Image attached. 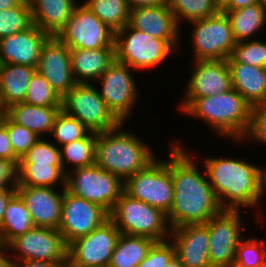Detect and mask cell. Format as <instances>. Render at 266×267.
<instances>
[{
    "mask_svg": "<svg viewBox=\"0 0 266 267\" xmlns=\"http://www.w3.org/2000/svg\"><path fill=\"white\" fill-rule=\"evenodd\" d=\"M179 143L170 142L174 195L166 218L171 228L205 224L223 210L209 183L206 171L202 169L204 166L200 167L196 163L200 156L195 155L194 151L189 154L190 152Z\"/></svg>",
    "mask_w": 266,
    "mask_h": 267,
    "instance_id": "1",
    "label": "cell"
},
{
    "mask_svg": "<svg viewBox=\"0 0 266 267\" xmlns=\"http://www.w3.org/2000/svg\"><path fill=\"white\" fill-rule=\"evenodd\" d=\"M205 158V159H204ZM203 165L223 210L258 208L263 199V167L235 157H204ZM246 207V209H245ZM249 207V208H248Z\"/></svg>",
    "mask_w": 266,
    "mask_h": 267,
    "instance_id": "2",
    "label": "cell"
},
{
    "mask_svg": "<svg viewBox=\"0 0 266 267\" xmlns=\"http://www.w3.org/2000/svg\"><path fill=\"white\" fill-rule=\"evenodd\" d=\"M123 126L121 123L114 130L97 133L95 164L125 182L157 157L151 146Z\"/></svg>",
    "mask_w": 266,
    "mask_h": 267,
    "instance_id": "3",
    "label": "cell"
},
{
    "mask_svg": "<svg viewBox=\"0 0 266 267\" xmlns=\"http://www.w3.org/2000/svg\"><path fill=\"white\" fill-rule=\"evenodd\" d=\"M182 113L204 121L217 136L239 143L249 128L251 105L232 88L220 95L197 98Z\"/></svg>",
    "mask_w": 266,
    "mask_h": 267,
    "instance_id": "4",
    "label": "cell"
},
{
    "mask_svg": "<svg viewBox=\"0 0 266 267\" xmlns=\"http://www.w3.org/2000/svg\"><path fill=\"white\" fill-rule=\"evenodd\" d=\"M109 219L124 235L146 237L155 242L170 238L171 227L166 214L125 192L116 201Z\"/></svg>",
    "mask_w": 266,
    "mask_h": 267,
    "instance_id": "5",
    "label": "cell"
},
{
    "mask_svg": "<svg viewBox=\"0 0 266 267\" xmlns=\"http://www.w3.org/2000/svg\"><path fill=\"white\" fill-rule=\"evenodd\" d=\"M114 46L116 61L135 71L157 68L176 51L165 39L152 37L128 24L115 33Z\"/></svg>",
    "mask_w": 266,
    "mask_h": 267,
    "instance_id": "6",
    "label": "cell"
},
{
    "mask_svg": "<svg viewBox=\"0 0 266 267\" xmlns=\"http://www.w3.org/2000/svg\"><path fill=\"white\" fill-rule=\"evenodd\" d=\"M169 160L159 158L124 182V192L131 198L161 210L167 215L173 204L174 185Z\"/></svg>",
    "mask_w": 266,
    "mask_h": 267,
    "instance_id": "7",
    "label": "cell"
},
{
    "mask_svg": "<svg viewBox=\"0 0 266 267\" xmlns=\"http://www.w3.org/2000/svg\"><path fill=\"white\" fill-rule=\"evenodd\" d=\"M65 190L95 203L110 213L124 192V182L96 164L75 168L66 173Z\"/></svg>",
    "mask_w": 266,
    "mask_h": 267,
    "instance_id": "8",
    "label": "cell"
},
{
    "mask_svg": "<svg viewBox=\"0 0 266 267\" xmlns=\"http://www.w3.org/2000/svg\"><path fill=\"white\" fill-rule=\"evenodd\" d=\"M61 109L78 119L91 132L114 130L121 124L93 83H77L61 98Z\"/></svg>",
    "mask_w": 266,
    "mask_h": 267,
    "instance_id": "9",
    "label": "cell"
},
{
    "mask_svg": "<svg viewBox=\"0 0 266 267\" xmlns=\"http://www.w3.org/2000/svg\"><path fill=\"white\" fill-rule=\"evenodd\" d=\"M193 58L200 60H226L233 51L236 41L232 34L230 21L224 11L220 10L207 18L189 22Z\"/></svg>",
    "mask_w": 266,
    "mask_h": 267,
    "instance_id": "10",
    "label": "cell"
},
{
    "mask_svg": "<svg viewBox=\"0 0 266 267\" xmlns=\"http://www.w3.org/2000/svg\"><path fill=\"white\" fill-rule=\"evenodd\" d=\"M56 37L70 49L115 48V32L83 3L76 5Z\"/></svg>",
    "mask_w": 266,
    "mask_h": 267,
    "instance_id": "11",
    "label": "cell"
},
{
    "mask_svg": "<svg viewBox=\"0 0 266 267\" xmlns=\"http://www.w3.org/2000/svg\"><path fill=\"white\" fill-rule=\"evenodd\" d=\"M134 71L128 65L115 60L96 80L101 85V89L97 88L100 97L113 115L124 124H127L133 114L132 109L140 101L139 88L131 75Z\"/></svg>",
    "mask_w": 266,
    "mask_h": 267,
    "instance_id": "12",
    "label": "cell"
},
{
    "mask_svg": "<svg viewBox=\"0 0 266 267\" xmlns=\"http://www.w3.org/2000/svg\"><path fill=\"white\" fill-rule=\"evenodd\" d=\"M67 247L57 229L33 227L14 238L7 248L12 261L39 260L67 264Z\"/></svg>",
    "mask_w": 266,
    "mask_h": 267,
    "instance_id": "13",
    "label": "cell"
},
{
    "mask_svg": "<svg viewBox=\"0 0 266 267\" xmlns=\"http://www.w3.org/2000/svg\"><path fill=\"white\" fill-rule=\"evenodd\" d=\"M120 234L108 219L89 234L68 244L67 263L71 267H108Z\"/></svg>",
    "mask_w": 266,
    "mask_h": 267,
    "instance_id": "14",
    "label": "cell"
},
{
    "mask_svg": "<svg viewBox=\"0 0 266 267\" xmlns=\"http://www.w3.org/2000/svg\"><path fill=\"white\" fill-rule=\"evenodd\" d=\"M242 210H222L205 223L209 235L211 267H229L234 263L235 251L243 238ZM244 222V224L242 223Z\"/></svg>",
    "mask_w": 266,
    "mask_h": 267,
    "instance_id": "15",
    "label": "cell"
},
{
    "mask_svg": "<svg viewBox=\"0 0 266 267\" xmlns=\"http://www.w3.org/2000/svg\"><path fill=\"white\" fill-rule=\"evenodd\" d=\"M109 219L101 206L64 190L61 220L58 231L68 245L74 239L87 235Z\"/></svg>",
    "mask_w": 266,
    "mask_h": 267,
    "instance_id": "16",
    "label": "cell"
},
{
    "mask_svg": "<svg viewBox=\"0 0 266 267\" xmlns=\"http://www.w3.org/2000/svg\"><path fill=\"white\" fill-rule=\"evenodd\" d=\"M179 110L183 112L195 99L220 95L232 89L231 75L226 60L193 61Z\"/></svg>",
    "mask_w": 266,
    "mask_h": 267,
    "instance_id": "17",
    "label": "cell"
},
{
    "mask_svg": "<svg viewBox=\"0 0 266 267\" xmlns=\"http://www.w3.org/2000/svg\"><path fill=\"white\" fill-rule=\"evenodd\" d=\"M36 71L61 98L77 84L71 69L70 48L56 36H50L43 44Z\"/></svg>",
    "mask_w": 266,
    "mask_h": 267,
    "instance_id": "18",
    "label": "cell"
},
{
    "mask_svg": "<svg viewBox=\"0 0 266 267\" xmlns=\"http://www.w3.org/2000/svg\"><path fill=\"white\" fill-rule=\"evenodd\" d=\"M57 189V190H56ZM65 188L17 186L35 227L58 229Z\"/></svg>",
    "mask_w": 266,
    "mask_h": 267,
    "instance_id": "19",
    "label": "cell"
},
{
    "mask_svg": "<svg viewBox=\"0 0 266 267\" xmlns=\"http://www.w3.org/2000/svg\"><path fill=\"white\" fill-rule=\"evenodd\" d=\"M169 240L175 256L184 267H211L209 260V235L205 224H188L171 228Z\"/></svg>",
    "mask_w": 266,
    "mask_h": 267,
    "instance_id": "20",
    "label": "cell"
},
{
    "mask_svg": "<svg viewBox=\"0 0 266 267\" xmlns=\"http://www.w3.org/2000/svg\"><path fill=\"white\" fill-rule=\"evenodd\" d=\"M128 25L159 39H165L176 50L180 44V28L167 3L159 6L132 8Z\"/></svg>",
    "mask_w": 266,
    "mask_h": 267,
    "instance_id": "21",
    "label": "cell"
},
{
    "mask_svg": "<svg viewBox=\"0 0 266 267\" xmlns=\"http://www.w3.org/2000/svg\"><path fill=\"white\" fill-rule=\"evenodd\" d=\"M50 35L38 26L0 39V64L37 67L40 51Z\"/></svg>",
    "mask_w": 266,
    "mask_h": 267,
    "instance_id": "22",
    "label": "cell"
},
{
    "mask_svg": "<svg viewBox=\"0 0 266 267\" xmlns=\"http://www.w3.org/2000/svg\"><path fill=\"white\" fill-rule=\"evenodd\" d=\"M116 60L115 48L70 49V63L77 83H95Z\"/></svg>",
    "mask_w": 266,
    "mask_h": 267,
    "instance_id": "23",
    "label": "cell"
},
{
    "mask_svg": "<svg viewBox=\"0 0 266 267\" xmlns=\"http://www.w3.org/2000/svg\"><path fill=\"white\" fill-rule=\"evenodd\" d=\"M231 85L251 106L266 100V68L227 62Z\"/></svg>",
    "mask_w": 266,
    "mask_h": 267,
    "instance_id": "24",
    "label": "cell"
},
{
    "mask_svg": "<svg viewBox=\"0 0 266 267\" xmlns=\"http://www.w3.org/2000/svg\"><path fill=\"white\" fill-rule=\"evenodd\" d=\"M77 0H29L33 24L50 36H56L65 26Z\"/></svg>",
    "mask_w": 266,
    "mask_h": 267,
    "instance_id": "25",
    "label": "cell"
},
{
    "mask_svg": "<svg viewBox=\"0 0 266 267\" xmlns=\"http://www.w3.org/2000/svg\"><path fill=\"white\" fill-rule=\"evenodd\" d=\"M61 107H44L19 102L5 109V114L16 124L34 132L39 138L50 135ZM50 133V134H49Z\"/></svg>",
    "mask_w": 266,
    "mask_h": 267,
    "instance_id": "26",
    "label": "cell"
},
{
    "mask_svg": "<svg viewBox=\"0 0 266 267\" xmlns=\"http://www.w3.org/2000/svg\"><path fill=\"white\" fill-rule=\"evenodd\" d=\"M36 68L27 65L0 64V102L5 110L24 102L27 88Z\"/></svg>",
    "mask_w": 266,
    "mask_h": 267,
    "instance_id": "27",
    "label": "cell"
},
{
    "mask_svg": "<svg viewBox=\"0 0 266 267\" xmlns=\"http://www.w3.org/2000/svg\"><path fill=\"white\" fill-rule=\"evenodd\" d=\"M222 11L230 21L236 43L251 40L266 27V9L258 2L236 10Z\"/></svg>",
    "mask_w": 266,
    "mask_h": 267,
    "instance_id": "28",
    "label": "cell"
},
{
    "mask_svg": "<svg viewBox=\"0 0 266 267\" xmlns=\"http://www.w3.org/2000/svg\"><path fill=\"white\" fill-rule=\"evenodd\" d=\"M33 227L30 213L16 193L8 202L0 224V244L7 246L14 238L23 235Z\"/></svg>",
    "mask_w": 266,
    "mask_h": 267,
    "instance_id": "29",
    "label": "cell"
},
{
    "mask_svg": "<svg viewBox=\"0 0 266 267\" xmlns=\"http://www.w3.org/2000/svg\"><path fill=\"white\" fill-rule=\"evenodd\" d=\"M18 185L33 187L65 188L66 173L62 166L18 163ZM60 185V186H59Z\"/></svg>",
    "mask_w": 266,
    "mask_h": 267,
    "instance_id": "30",
    "label": "cell"
},
{
    "mask_svg": "<svg viewBox=\"0 0 266 267\" xmlns=\"http://www.w3.org/2000/svg\"><path fill=\"white\" fill-rule=\"evenodd\" d=\"M154 243L146 237L120 234L108 267H137Z\"/></svg>",
    "mask_w": 266,
    "mask_h": 267,
    "instance_id": "31",
    "label": "cell"
},
{
    "mask_svg": "<svg viewBox=\"0 0 266 267\" xmlns=\"http://www.w3.org/2000/svg\"><path fill=\"white\" fill-rule=\"evenodd\" d=\"M97 133L89 132L84 138L60 147L61 164L65 173L95 164V144ZM70 164L71 168L67 165Z\"/></svg>",
    "mask_w": 266,
    "mask_h": 267,
    "instance_id": "32",
    "label": "cell"
},
{
    "mask_svg": "<svg viewBox=\"0 0 266 267\" xmlns=\"http://www.w3.org/2000/svg\"><path fill=\"white\" fill-rule=\"evenodd\" d=\"M83 4L115 33L128 24L126 0H86Z\"/></svg>",
    "mask_w": 266,
    "mask_h": 267,
    "instance_id": "33",
    "label": "cell"
},
{
    "mask_svg": "<svg viewBox=\"0 0 266 267\" xmlns=\"http://www.w3.org/2000/svg\"><path fill=\"white\" fill-rule=\"evenodd\" d=\"M166 3L179 27L185 20L189 23L220 11L214 0H166Z\"/></svg>",
    "mask_w": 266,
    "mask_h": 267,
    "instance_id": "34",
    "label": "cell"
},
{
    "mask_svg": "<svg viewBox=\"0 0 266 267\" xmlns=\"http://www.w3.org/2000/svg\"><path fill=\"white\" fill-rule=\"evenodd\" d=\"M33 25L29 0L18 6L0 10V39L24 31Z\"/></svg>",
    "mask_w": 266,
    "mask_h": 267,
    "instance_id": "35",
    "label": "cell"
},
{
    "mask_svg": "<svg viewBox=\"0 0 266 267\" xmlns=\"http://www.w3.org/2000/svg\"><path fill=\"white\" fill-rule=\"evenodd\" d=\"M90 131L75 117L66 114L62 109L57 114L51 135L55 145H62L84 138Z\"/></svg>",
    "mask_w": 266,
    "mask_h": 267,
    "instance_id": "36",
    "label": "cell"
},
{
    "mask_svg": "<svg viewBox=\"0 0 266 267\" xmlns=\"http://www.w3.org/2000/svg\"><path fill=\"white\" fill-rule=\"evenodd\" d=\"M24 103L44 107H61V97L37 71L31 77Z\"/></svg>",
    "mask_w": 266,
    "mask_h": 267,
    "instance_id": "37",
    "label": "cell"
},
{
    "mask_svg": "<svg viewBox=\"0 0 266 267\" xmlns=\"http://www.w3.org/2000/svg\"><path fill=\"white\" fill-rule=\"evenodd\" d=\"M257 37L236 43L227 62H240L247 65L266 68V41Z\"/></svg>",
    "mask_w": 266,
    "mask_h": 267,
    "instance_id": "38",
    "label": "cell"
},
{
    "mask_svg": "<svg viewBox=\"0 0 266 267\" xmlns=\"http://www.w3.org/2000/svg\"><path fill=\"white\" fill-rule=\"evenodd\" d=\"M234 263L241 267H258L266 265V244L252 238H242L235 251Z\"/></svg>",
    "mask_w": 266,
    "mask_h": 267,
    "instance_id": "39",
    "label": "cell"
},
{
    "mask_svg": "<svg viewBox=\"0 0 266 267\" xmlns=\"http://www.w3.org/2000/svg\"><path fill=\"white\" fill-rule=\"evenodd\" d=\"M1 122L7 128V134L15 156L20 160L40 139L34 132L14 123L5 113Z\"/></svg>",
    "mask_w": 266,
    "mask_h": 267,
    "instance_id": "40",
    "label": "cell"
},
{
    "mask_svg": "<svg viewBox=\"0 0 266 267\" xmlns=\"http://www.w3.org/2000/svg\"><path fill=\"white\" fill-rule=\"evenodd\" d=\"M45 136L40 138L19 160V163L48 164L50 166H62L60 148L45 140Z\"/></svg>",
    "mask_w": 266,
    "mask_h": 267,
    "instance_id": "41",
    "label": "cell"
},
{
    "mask_svg": "<svg viewBox=\"0 0 266 267\" xmlns=\"http://www.w3.org/2000/svg\"><path fill=\"white\" fill-rule=\"evenodd\" d=\"M250 139L266 145V100L251 106L249 128L242 141Z\"/></svg>",
    "mask_w": 266,
    "mask_h": 267,
    "instance_id": "42",
    "label": "cell"
},
{
    "mask_svg": "<svg viewBox=\"0 0 266 267\" xmlns=\"http://www.w3.org/2000/svg\"><path fill=\"white\" fill-rule=\"evenodd\" d=\"M174 255V245L170 240L155 242L137 267H165Z\"/></svg>",
    "mask_w": 266,
    "mask_h": 267,
    "instance_id": "43",
    "label": "cell"
},
{
    "mask_svg": "<svg viewBox=\"0 0 266 267\" xmlns=\"http://www.w3.org/2000/svg\"><path fill=\"white\" fill-rule=\"evenodd\" d=\"M18 166L11 160L0 158V188H16Z\"/></svg>",
    "mask_w": 266,
    "mask_h": 267,
    "instance_id": "44",
    "label": "cell"
},
{
    "mask_svg": "<svg viewBox=\"0 0 266 267\" xmlns=\"http://www.w3.org/2000/svg\"><path fill=\"white\" fill-rule=\"evenodd\" d=\"M0 158L13 161L17 166L19 159L15 156L10 139L7 134L6 126L0 121Z\"/></svg>",
    "mask_w": 266,
    "mask_h": 267,
    "instance_id": "45",
    "label": "cell"
},
{
    "mask_svg": "<svg viewBox=\"0 0 266 267\" xmlns=\"http://www.w3.org/2000/svg\"><path fill=\"white\" fill-rule=\"evenodd\" d=\"M16 194V188H0V224L10 199Z\"/></svg>",
    "mask_w": 266,
    "mask_h": 267,
    "instance_id": "46",
    "label": "cell"
},
{
    "mask_svg": "<svg viewBox=\"0 0 266 267\" xmlns=\"http://www.w3.org/2000/svg\"><path fill=\"white\" fill-rule=\"evenodd\" d=\"M11 267H61L57 262L39 260L12 261Z\"/></svg>",
    "mask_w": 266,
    "mask_h": 267,
    "instance_id": "47",
    "label": "cell"
},
{
    "mask_svg": "<svg viewBox=\"0 0 266 267\" xmlns=\"http://www.w3.org/2000/svg\"><path fill=\"white\" fill-rule=\"evenodd\" d=\"M128 8L152 7L166 4V0H126Z\"/></svg>",
    "mask_w": 266,
    "mask_h": 267,
    "instance_id": "48",
    "label": "cell"
},
{
    "mask_svg": "<svg viewBox=\"0 0 266 267\" xmlns=\"http://www.w3.org/2000/svg\"><path fill=\"white\" fill-rule=\"evenodd\" d=\"M258 0H230L222 10H236L257 3Z\"/></svg>",
    "mask_w": 266,
    "mask_h": 267,
    "instance_id": "49",
    "label": "cell"
},
{
    "mask_svg": "<svg viewBox=\"0 0 266 267\" xmlns=\"http://www.w3.org/2000/svg\"><path fill=\"white\" fill-rule=\"evenodd\" d=\"M7 254H10L7 246L0 244V267L12 266V258L9 257Z\"/></svg>",
    "mask_w": 266,
    "mask_h": 267,
    "instance_id": "50",
    "label": "cell"
},
{
    "mask_svg": "<svg viewBox=\"0 0 266 267\" xmlns=\"http://www.w3.org/2000/svg\"><path fill=\"white\" fill-rule=\"evenodd\" d=\"M23 0H0V10L18 6Z\"/></svg>",
    "mask_w": 266,
    "mask_h": 267,
    "instance_id": "51",
    "label": "cell"
},
{
    "mask_svg": "<svg viewBox=\"0 0 266 267\" xmlns=\"http://www.w3.org/2000/svg\"><path fill=\"white\" fill-rule=\"evenodd\" d=\"M165 267H184L182 262L174 255Z\"/></svg>",
    "mask_w": 266,
    "mask_h": 267,
    "instance_id": "52",
    "label": "cell"
},
{
    "mask_svg": "<svg viewBox=\"0 0 266 267\" xmlns=\"http://www.w3.org/2000/svg\"><path fill=\"white\" fill-rule=\"evenodd\" d=\"M229 1L230 0H214L215 4L220 10H222L229 3Z\"/></svg>",
    "mask_w": 266,
    "mask_h": 267,
    "instance_id": "53",
    "label": "cell"
},
{
    "mask_svg": "<svg viewBox=\"0 0 266 267\" xmlns=\"http://www.w3.org/2000/svg\"><path fill=\"white\" fill-rule=\"evenodd\" d=\"M266 194V168L263 166V197Z\"/></svg>",
    "mask_w": 266,
    "mask_h": 267,
    "instance_id": "54",
    "label": "cell"
},
{
    "mask_svg": "<svg viewBox=\"0 0 266 267\" xmlns=\"http://www.w3.org/2000/svg\"><path fill=\"white\" fill-rule=\"evenodd\" d=\"M5 110L1 107V103H0V121L2 119V116L4 115Z\"/></svg>",
    "mask_w": 266,
    "mask_h": 267,
    "instance_id": "55",
    "label": "cell"
},
{
    "mask_svg": "<svg viewBox=\"0 0 266 267\" xmlns=\"http://www.w3.org/2000/svg\"><path fill=\"white\" fill-rule=\"evenodd\" d=\"M258 3L266 9V0H258Z\"/></svg>",
    "mask_w": 266,
    "mask_h": 267,
    "instance_id": "56",
    "label": "cell"
},
{
    "mask_svg": "<svg viewBox=\"0 0 266 267\" xmlns=\"http://www.w3.org/2000/svg\"><path fill=\"white\" fill-rule=\"evenodd\" d=\"M229 267H241L235 263L231 264ZM258 267H266V265H263V266H258Z\"/></svg>",
    "mask_w": 266,
    "mask_h": 267,
    "instance_id": "57",
    "label": "cell"
},
{
    "mask_svg": "<svg viewBox=\"0 0 266 267\" xmlns=\"http://www.w3.org/2000/svg\"><path fill=\"white\" fill-rule=\"evenodd\" d=\"M61 267H71L68 263Z\"/></svg>",
    "mask_w": 266,
    "mask_h": 267,
    "instance_id": "58",
    "label": "cell"
}]
</instances>
